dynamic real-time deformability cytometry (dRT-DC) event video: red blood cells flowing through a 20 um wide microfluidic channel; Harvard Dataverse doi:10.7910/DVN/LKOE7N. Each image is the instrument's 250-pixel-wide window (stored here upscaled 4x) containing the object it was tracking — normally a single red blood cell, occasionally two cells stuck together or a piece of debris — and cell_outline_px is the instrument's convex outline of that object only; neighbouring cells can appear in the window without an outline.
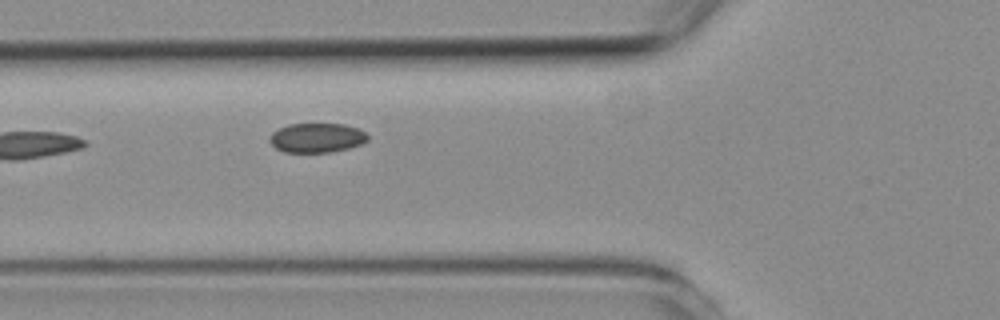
{"species": "common noctule bat (a hibernating species)", "species_latin": "Nyctalus noctula", "temperature_condition": "room temperature", "stored_images_in_passage": 3, "camera_frame_rate_fps": 3000, "um_per_image_px": 0.085, "animal": {"sex": "female", "body_mass_g": 19.3, "forearm_length_mm": 54.1}, "frame": {"image": 1, "passage_image": 3, "time_ms": 2.333, "image_size_px": [1000, 320], "cell_outline_px": [[368, 140], [360, 144], [348, 148], [332, 152], [284, 152], [276, 148], [272, 144], [272, 132], [288, 124], [344, 124], [360, 128], [368, 136]], "centroid_in_image_um": [26.97, 11.71], "position_along_channel_um": 98.8, "area_um2": 16.65}}